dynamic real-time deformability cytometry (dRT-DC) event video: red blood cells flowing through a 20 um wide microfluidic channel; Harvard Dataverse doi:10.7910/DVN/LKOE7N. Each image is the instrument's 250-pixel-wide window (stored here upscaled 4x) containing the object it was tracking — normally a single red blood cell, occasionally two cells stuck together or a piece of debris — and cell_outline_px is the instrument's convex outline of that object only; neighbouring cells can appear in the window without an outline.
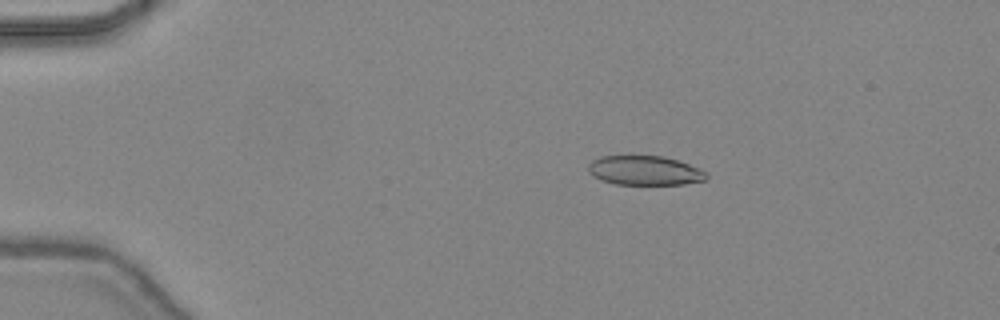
{"species": "common noctule bat (a hibernating species)", "species_latin": "Nyctalus noctula", "temperature_condition": "warm", "stored_images_in_passage": 46, "camera_frame_rate_fps": 3000, "um_per_image_px": 0.085, "animal": {"sex": "female", "body_mass_g": 24.6, "forearm_length_mm": 56.2}, "frame": {"image": 1, "passage_image": 9, "time_ms": 2.667, "image_size_px": [1000, 320], "cell_outline_px": [[708, 176], [704, 180], [684, 184], [616, 184], [600, 180], [592, 176], [588, 172], [588, 164], [592, 160], [600, 156], [664, 156], [688, 164], [708, 172]], "centroid_in_image_um": [54.77, 14.49], "position_along_channel_um": 30.2, "area_um2": 20.23}}
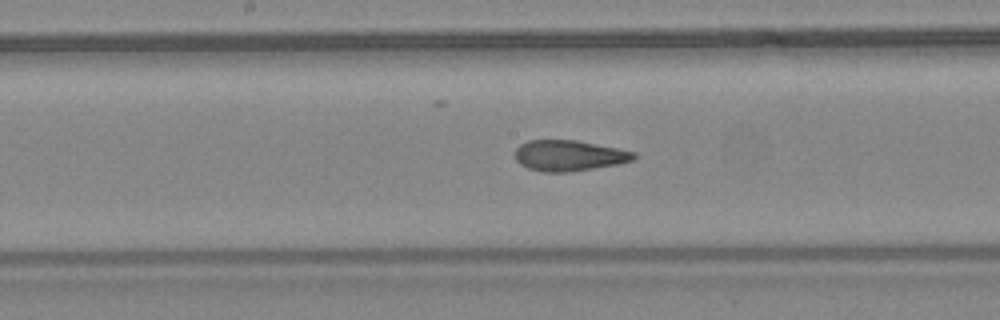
{"frame": {"image": 2, "passage_image": 25, "time_ms": 8.0, "image_size_px": [1000, 320], "cell_outline_px": [[636, 156], [632, 160], [616, 164], [568, 172], [544, 172], [528, 168], [520, 164], [516, 160], [516, 148], [520, 144], [528, 140], [576, 140], [636, 152]], "centroid_in_image_um": [48.33, 13.22], "position_along_channel_um": 199.9, "area_um2": 21.04}}
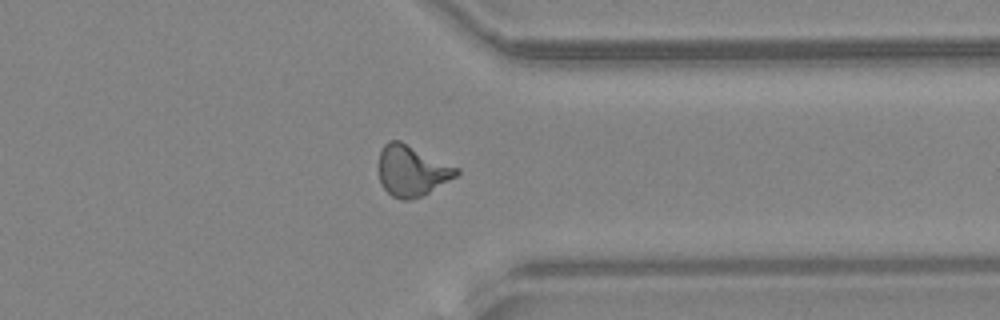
{"frame": {"image": 3, "passage_image": 37, "time_ms": 12.0, "image_size_px": [1000, 320], "cell_outline_px": [[460, 172], [456, 176], [424, 196], [408, 200], [400, 200], [392, 196], [380, 184], [380, 152], [384, 144], [388, 140], [400, 140], [460, 168]], "centroid_in_image_um": [35.03, 14.52], "position_along_channel_um": 376.4, "area_um2": 23.12}, "authors_computed_cell_mechanics": {"area_um2": 21.675, "velocity_mm_per_s": 4.4897, "shape_relaxation_time_tau1_ms": null, "shape_relaxation_time_tau2_ms": 1.477, "deformation_change_tau1": null, "deformation_change_tau2": 0.0917}}